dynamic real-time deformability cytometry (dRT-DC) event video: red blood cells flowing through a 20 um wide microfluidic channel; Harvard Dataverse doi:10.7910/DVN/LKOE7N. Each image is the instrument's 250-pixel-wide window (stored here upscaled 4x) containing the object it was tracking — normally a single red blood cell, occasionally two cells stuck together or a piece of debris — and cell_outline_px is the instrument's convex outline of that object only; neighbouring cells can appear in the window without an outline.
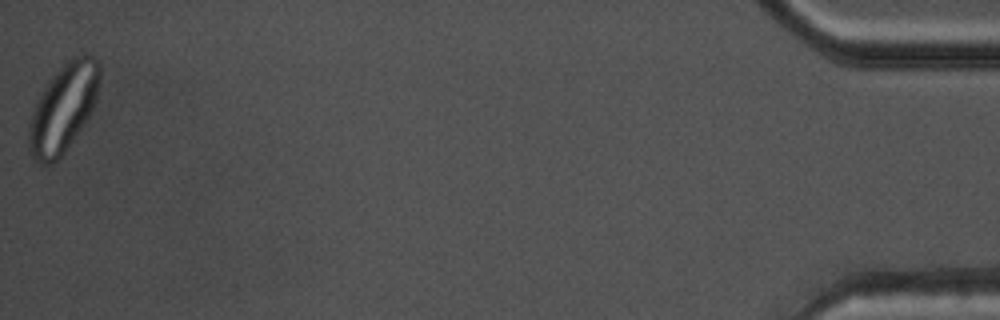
{"species": "common noctule bat (a hibernating species)", "species_latin": "Nyctalus noctula", "temperature_condition": "warm", "stored_images_in_passage": 53, "camera_frame_rate_fps": 3000, "um_per_image_px": 0.085, "animal": {"sex": "male", "body_mass_g": 17.5, "forearm_length_mm": 52.3}, "frame": {"image": 1, "passage_image": 53, "time_ms": 17.333, "image_size_px": [1000, 320], "cell_outline_px": [[100, 76], [96, 100], [84, 124], [64, 152], [52, 164], [40, 164], [28, 152], [28, 124], [32, 112], [40, 92], [48, 80], [72, 56], [84, 52], [92, 56], [100, 64]], "centroid_in_image_um": [5.36, 9.17], "position_along_channel_um": 429.8, "area_um2": 36.47}}